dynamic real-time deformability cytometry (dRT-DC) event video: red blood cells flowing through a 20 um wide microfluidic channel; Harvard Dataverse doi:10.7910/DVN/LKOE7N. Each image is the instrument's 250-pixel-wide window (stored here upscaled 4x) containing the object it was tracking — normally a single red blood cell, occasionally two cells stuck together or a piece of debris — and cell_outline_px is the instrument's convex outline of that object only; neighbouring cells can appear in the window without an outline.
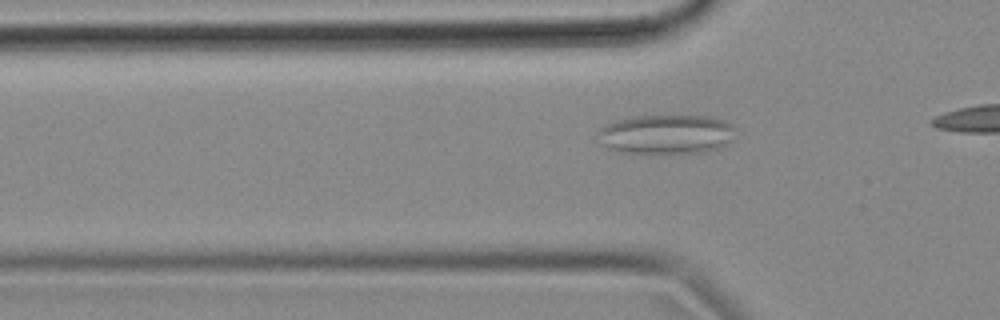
{"species": "common noctule bat (a hibernating species)", "species_latin": "Nyctalus noctula", "temperature_condition": "cold", "stored_images_in_passage": 12, "camera_frame_rate_fps": 3000, "um_per_image_px": 0.085, "animal": {"sex": "female", "body_mass_g": 18.4}, "frame": {"image": 1, "passage_image": 6, "time_ms": 1.667, "image_size_px": [1000, 320], "cell_outline_px": [[736, 128], [732, 140], [720, 148], [704, 152], [620, 152], [608, 148], [600, 144], [600, 128], [604, 124], [636, 116], [712, 116], [724, 120], [732, 124]], "centroid_in_image_um": [56.69, 11.4], "position_along_channel_um": 69.1, "area_um2": 31.39}}